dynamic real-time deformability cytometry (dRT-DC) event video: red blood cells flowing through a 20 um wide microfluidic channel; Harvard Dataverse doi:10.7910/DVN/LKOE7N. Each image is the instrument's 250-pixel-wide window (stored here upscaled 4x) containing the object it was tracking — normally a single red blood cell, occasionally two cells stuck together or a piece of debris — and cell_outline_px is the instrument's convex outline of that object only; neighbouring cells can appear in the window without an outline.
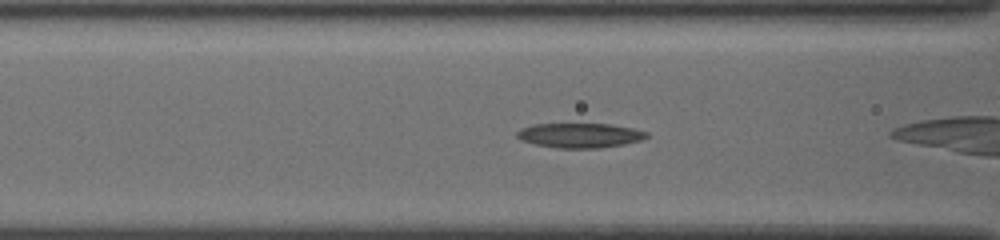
{"species": "common noctule bat (a hibernating species)", "species_latin": "Nyctalus noctula", "temperature_condition": "cold", "stored_images_in_passage": 21, "camera_frame_rate_fps": 3000, "um_per_image_px": 0.085, "animal": {"sex": "female", "body_mass_g": 19.5, "forearm_length_mm": 54.1}, "frame": {"image": 1, "passage_image": 4, "time_ms": 1.0, "image_size_px": [1000, 240], "cell_outline_px": [[648, 136], [640, 140], [624, 144], [600, 148], [556, 148], [536, 144], [520, 140], [516, 136], [516, 132], [520, 128], [532, 124], [612, 124], [632, 128], [648, 132]], "centroid_in_image_um": [49.25, 11.5], "position_along_channel_um": 117.3, "area_um2": 18.67}}
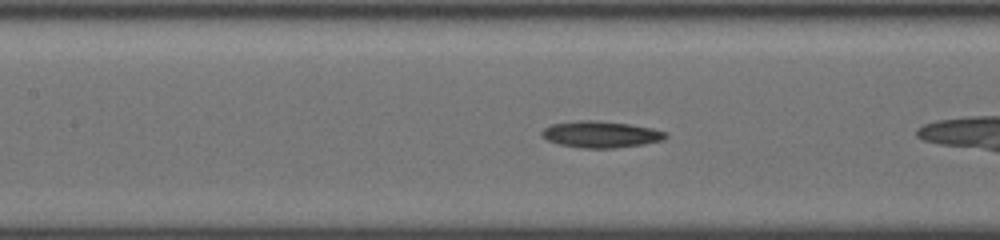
{"frame": {"image": 2, "passage_image": 7, "time_ms": 2.0, "image_size_px": [1000, 240], "cell_outline_px": [[668, 136], [664, 140], [644, 144], [612, 148], [580, 148], [560, 144], [548, 140], [540, 136], [540, 132], [544, 128], [552, 124], [576, 120], [596, 120], [628, 124], [652, 128], [668, 132]], "centroid_in_image_um": [51.07, 11.42], "position_along_channel_um": 156.3, "area_um2": 19.25}}
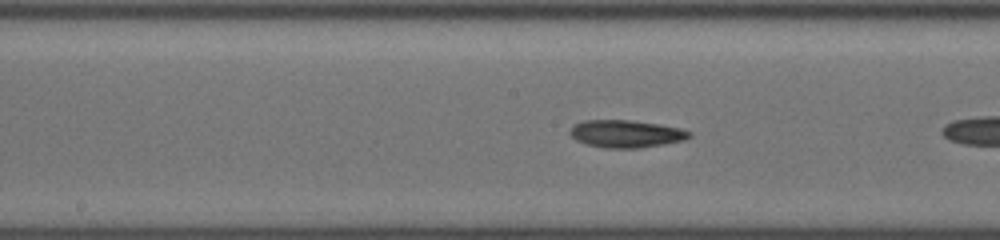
{"frame": {"image": 3, "passage_image": 10, "time_ms": 3.0, "image_size_px": [1000, 240], "cell_outline_px": [[692, 136], [684, 140], [664, 144], [640, 148], [604, 148], [584, 144], [576, 140], [568, 132], [576, 124], [584, 120], [632, 120], [684, 128], [692, 132]], "centroid_in_image_um": [53.25, 11.37], "position_along_channel_um": 194.9, "area_um2": 19.31}}